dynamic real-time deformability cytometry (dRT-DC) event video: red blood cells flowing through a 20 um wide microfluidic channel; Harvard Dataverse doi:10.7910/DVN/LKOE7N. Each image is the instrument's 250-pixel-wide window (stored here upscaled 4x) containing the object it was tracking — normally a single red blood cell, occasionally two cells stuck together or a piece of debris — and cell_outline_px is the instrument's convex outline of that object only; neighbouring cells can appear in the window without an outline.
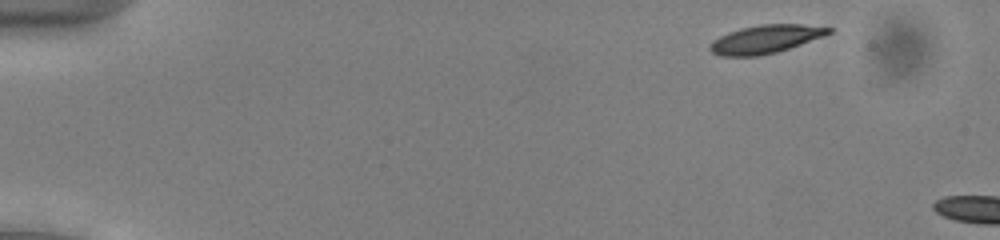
{"species": "common noctule bat (a hibernating species)", "species_latin": "Nyctalus noctula", "temperature_condition": "cold", "stored_images_in_passage": 8, "camera_frame_rate_fps": 3000, "um_per_image_px": 0.085, "animal": {"sex": "male", "body_mass_g": 13.0, "forearm_length_mm": 53.1}, "frame": {"image": 1, "passage_image": 2, "time_ms": 0.333, "image_size_px": [1000, 240], "cell_outline_px": [[832, 32], [824, 36], [776, 52], [760, 56], [720, 56], [712, 52], [708, 48], [708, 44], [712, 40], [728, 32], [740, 28], [760, 24], [800, 24], [832, 28]], "centroid_in_image_um": [65.01, 3.33], "position_along_channel_um": 20.0, "area_um2": 19.54}}